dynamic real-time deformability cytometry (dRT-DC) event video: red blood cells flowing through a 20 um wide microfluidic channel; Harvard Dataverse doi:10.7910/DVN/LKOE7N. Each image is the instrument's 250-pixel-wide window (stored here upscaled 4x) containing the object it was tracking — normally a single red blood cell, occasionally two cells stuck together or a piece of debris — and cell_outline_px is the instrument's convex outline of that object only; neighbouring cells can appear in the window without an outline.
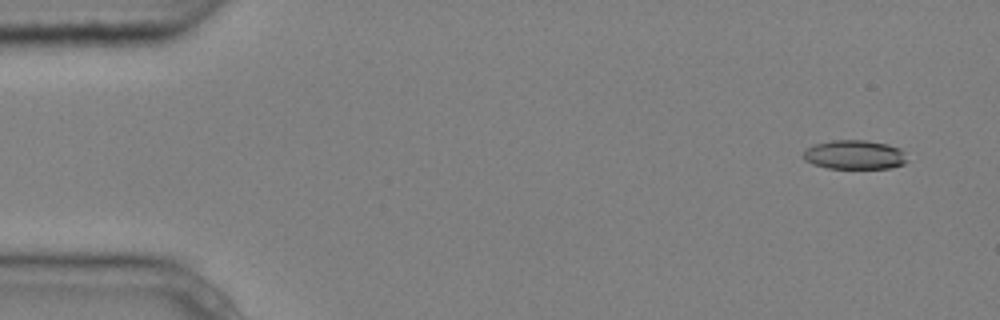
{"species": "common noctule bat (a hibernating species)", "species_latin": "Nyctalus noctula", "temperature_condition": "cold", "stored_images_in_passage": 5, "camera_frame_rate_fps": 3000, "um_per_image_px": 0.085, "animal": {"sex": "male", "body_mass_g": 20.4}, "frame": {"image": 1, "passage_image": 1, "time_ms": 0.0, "image_size_px": [1000, 320], "cell_outline_px": [[908, 160], [904, 164], [892, 168], [828, 168], [812, 164], [804, 160], [804, 148], [816, 144], [832, 140], [864, 140], [888, 144], [900, 148], [904, 152]], "centroid_in_image_um": [72.65, 13.15], "position_along_channel_um": 12.4, "area_um2": 17.74}}
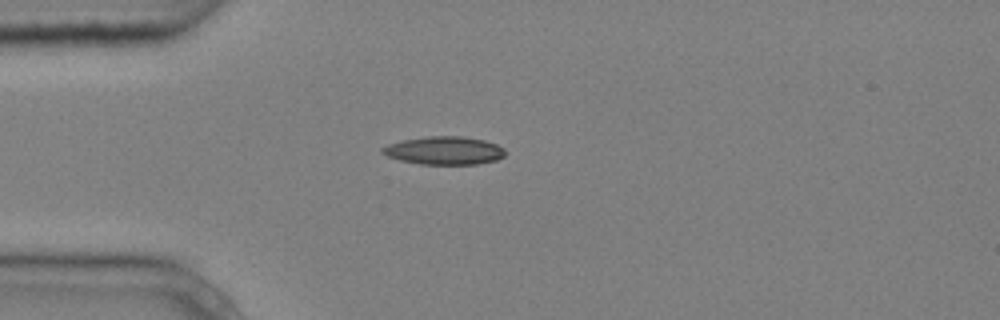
{"frame": {"image": 2, "passage_image": 4, "time_ms": 1.0, "image_size_px": [1000, 320], "cell_outline_px": [[504, 156], [496, 160], [476, 164], [420, 164], [400, 160], [388, 156], [380, 152], [380, 148], [388, 144], [404, 140], [428, 136], [460, 136], [484, 140], [496, 144], [504, 148]], "centroid_in_image_um": [37.74, 12.79], "position_along_channel_um": 47.3, "area_um2": 20.0}}